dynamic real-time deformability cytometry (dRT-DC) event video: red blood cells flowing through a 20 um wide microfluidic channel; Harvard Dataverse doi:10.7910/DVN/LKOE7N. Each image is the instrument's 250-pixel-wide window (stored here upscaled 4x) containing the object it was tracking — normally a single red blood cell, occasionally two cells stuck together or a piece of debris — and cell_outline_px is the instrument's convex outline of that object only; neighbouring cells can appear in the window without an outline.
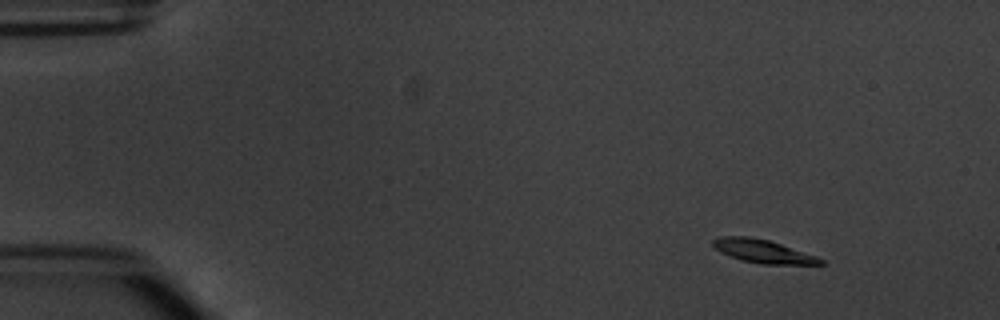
{"species": "common noctule bat (a hibernating species)", "species_latin": "Nyctalus noctula", "temperature_condition": "warm", "stored_images_in_passage": 5, "camera_frame_rate_fps": 3000, "um_per_image_px": 0.085, "animal": {"sex": "male", "body_mass_g": 20.1, "forearm_length_mm": 53.5}, "frame": {"image": 1, "passage_image": 1, "time_ms": 0.0, "image_size_px": [1000, 320], "cell_outline_px": [[824, 264], [760, 264], [740, 260], [720, 252], [712, 244], [712, 240], [720, 236], [748, 236], [768, 240], [816, 256], [824, 260]], "centroid_in_image_um": [64.81, 21.36], "position_along_channel_um": 20.2, "area_um2": 14.45}}